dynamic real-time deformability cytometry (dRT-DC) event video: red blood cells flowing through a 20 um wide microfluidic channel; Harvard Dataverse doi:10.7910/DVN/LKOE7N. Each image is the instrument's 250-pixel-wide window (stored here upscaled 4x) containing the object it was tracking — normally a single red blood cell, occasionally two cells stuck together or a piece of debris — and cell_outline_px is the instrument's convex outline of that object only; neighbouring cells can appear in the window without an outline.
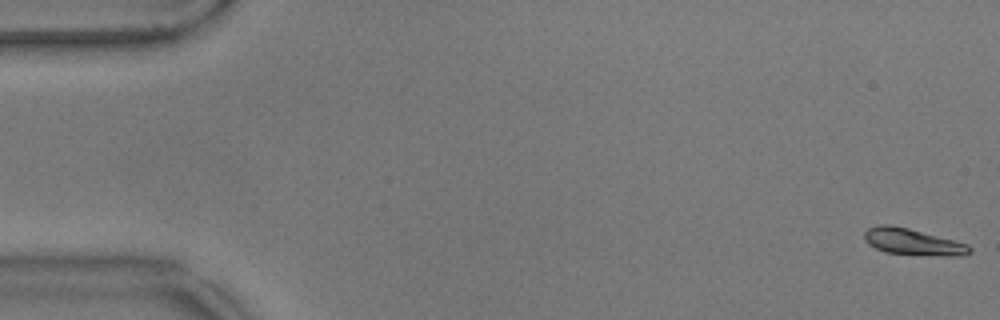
{"species": "common noctule bat (a hibernating species)", "species_latin": "Nyctalus noctula", "temperature_condition": "warm", "stored_images_in_passage": 17, "camera_frame_rate_fps": 3000, "um_per_image_px": 0.085, "animal": {"sex": "male", "body_mass_g": 17.9}, "frame": {"image": 1, "passage_image": 1, "time_ms": 0.0, "image_size_px": [1000, 320], "cell_outline_px": [[972, 252], [964, 256], [948, 256], [884, 252], [868, 244], [864, 240], [864, 232], [868, 228], [876, 224], [888, 224], [908, 228], [968, 244], [972, 248]], "centroid_in_image_um": [77.58, 20.55], "position_along_channel_um": 7.4, "area_um2": 16.18}}
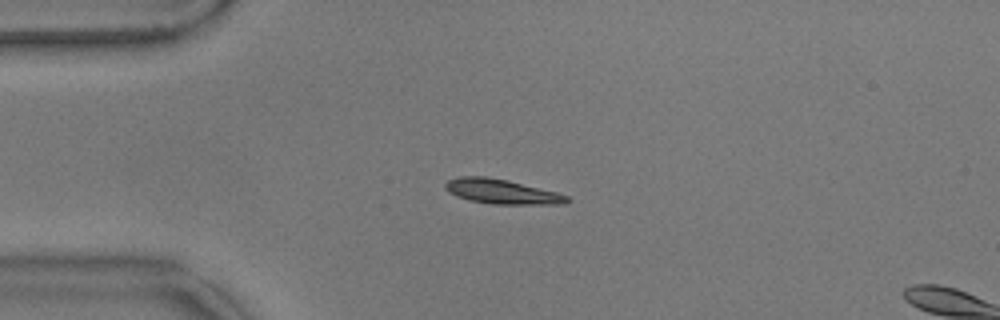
{"frame": {"image": 2, "passage_image": 14, "time_ms": 4.333, "image_size_px": [1000, 320], "cell_outline_px": [[572, 200], [568, 204], [492, 204], [472, 200], [456, 196], [448, 192], [444, 188], [444, 184], [448, 180], [460, 176], [484, 176], [508, 180], [556, 192], [568, 196]], "centroid_in_image_um": [42.66, 16.28], "position_along_channel_um": 42.3, "area_um2": 17.51}}